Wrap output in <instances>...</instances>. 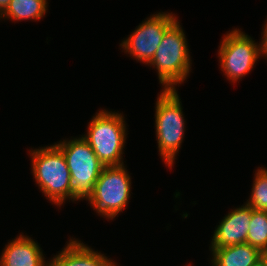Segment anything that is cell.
<instances>
[{"label":"cell","instance_id":"cell-16","mask_svg":"<svg viewBox=\"0 0 267 266\" xmlns=\"http://www.w3.org/2000/svg\"><path fill=\"white\" fill-rule=\"evenodd\" d=\"M260 47V55L262 57H267V22L264 25L262 36H261V42L259 43ZM267 59V58H266Z\"/></svg>","mask_w":267,"mask_h":266},{"label":"cell","instance_id":"cell-19","mask_svg":"<svg viewBox=\"0 0 267 266\" xmlns=\"http://www.w3.org/2000/svg\"><path fill=\"white\" fill-rule=\"evenodd\" d=\"M254 266H264L263 264H262V262L261 261H259L256 265H254Z\"/></svg>","mask_w":267,"mask_h":266},{"label":"cell","instance_id":"cell-10","mask_svg":"<svg viewBox=\"0 0 267 266\" xmlns=\"http://www.w3.org/2000/svg\"><path fill=\"white\" fill-rule=\"evenodd\" d=\"M5 245L0 266H48L42 248L26 235H18Z\"/></svg>","mask_w":267,"mask_h":266},{"label":"cell","instance_id":"cell-12","mask_svg":"<svg viewBox=\"0 0 267 266\" xmlns=\"http://www.w3.org/2000/svg\"><path fill=\"white\" fill-rule=\"evenodd\" d=\"M212 266H254L260 261L261 251L248 243L210 248Z\"/></svg>","mask_w":267,"mask_h":266},{"label":"cell","instance_id":"cell-5","mask_svg":"<svg viewBox=\"0 0 267 266\" xmlns=\"http://www.w3.org/2000/svg\"><path fill=\"white\" fill-rule=\"evenodd\" d=\"M55 145L62 151L70 171L71 201L87 200L105 166L82 135Z\"/></svg>","mask_w":267,"mask_h":266},{"label":"cell","instance_id":"cell-9","mask_svg":"<svg viewBox=\"0 0 267 266\" xmlns=\"http://www.w3.org/2000/svg\"><path fill=\"white\" fill-rule=\"evenodd\" d=\"M251 216L252 207L246 204L233 208L215 228L210 248L246 243Z\"/></svg>","mask_w":267,"mask_h":266},{"label":"cell","instance_id":"cell-1","mask_svg":"<svg viewBox=\"0 0 267 266\" xmlns=\"http://www.w3.org/2000/svg\"><path fill=\"white\" fill-rule=\"evenodd\" d=\"M178 19L165 31L151 62L156 68L163 89H176L187 79L191 71L188 42Z\"/></svg>","mask_w":267,"mask_h":266},{"label":"cell","instance_id":"cell-15","mask_svg":"<svg viewBox=\"0 0 267 266\" xmlns=\"http://www.w3.org/2000/svg\"><path fill=\"white\" fill-rule=\"evenodd\" d=\"M259 168L254 175L250 198L245 204L254 210L267 211V169Z\"/></svg>","mask_w":267,"mask_h":266},{"label":"cell","instance_id":"cell-7","mask_svg":"<svg viewBox=\"0 0 267 266\" xmlns=\"http://www.w3.org/2000/svg\"><path fill=\"white\" fill-rule=\"evenodd\" d=\"M239 29L223 36L218 57L221 71L231 82L241 80L252 71L260 55L259 43Z\"/></svg>","mask_w":267,"mask_h":266},{"label":"cell","instance_id":"cell-3","mask_svg":"<svg viewBox=\"0 0 267 266\" xmlns=\"http://www.w3.org/2000/svg\"><path fill=\"white\" fill-rule=\"evenodd\" d=\"M176 89H162L155 106V134L160 158L171 169L181 148L185 119Z\"/></svg>","mask_w":267,"mask_h":266},{"label":"cell","instance_id":"cell-14","mask_svg":"<svg viewBox=\"0 0 267 266\" xmlns=\"http://www.w3.org/2000/svg\"><path fill=\"white\" fill-rule=\"evenodd\" d=\"M261 252L267 250V211L254 210L247 235V242Z\"/></svg>","mask_w":267,"mask_h":266},{"label":"cell","instance_id":"cell-11","mask_svg":"<svg viewBox=\"0 0 267 266\" xmlns=\"http://www.w3.org/2000/svg\"><path fill=\"white\" fill-rule=\"evenodd\" d=\"M49 266H117V263L83 242L70 238L62 251L49 261Z\"/></svg>","mask_w":267,"mask_h":266},{"label":"cell","instance_id":"cell-4","mask_svg":"<svg viewBox=\"0 0 267 266\" xmlns=\"http://www.w3.org/2000/svg\"><path fill=\"white\" fill-rule=\"evenodd\" d=\"M122 113L100 110L89 122L82 137L88 142L104 166L124 164L123 149L126 143V122Z\"/></svg>","mask_w":267,"mask_h":266},{"label":"cell","instance_id":"cell-8","mask_svg":"<svg viewBox=\"0 0 267 266\" xmlns=\"http://www.w3.org/2000/svg\"><path fill=\"white\" fill-rule=\"evenodd\" d=\"M176 20L177 16L172 12H157L150 15L122 41L120 44L122 50L138 62L148 65L161 43L165 31Z\"/></svg>","mask_w":267,"mask_h":266},{"label":"cell","instance_id":"cell-18","mask_svg":"<svg viewBox=\"0 0 267 266\" xmlns=\"http://www.w3.org/2000/svg\"><path fill=\"white\" fill-rule=\"evenodd\" d=\"M260 261L262 262L264 266H267V250L262 251Z\"/></svg>","mask_w":267,"mask_h":266},{"label":"cell","instance_id":"cell-2","mask_svg":"<svg viewBox=\"0 0 267 266\" xmlns=\"http://www.w3.org/2000/svg\"><path fill=\"white\" fill-rule=\"evenodd\" d=\"M39 148L29 151L35 182L48 201L60 207L65 200H71V175L66 159L55 144Z\"/></svg>","mask_w":267,"mask_h":266},{"label":"cell","instance_id":"cell-17","mask_svg":"<svg viewBox=\"0 0 267 266\" xmlns=\"http://www.w3.org/2000/svg\"><path fill=\"white\" fill-rule=\"evenodd\" d=\"M11 0H0V15L6 10Z\"/></svg>","mask_w":267,"mask_h":266},{"label":"cell","instance_id":"cell-13","mask_svg":"<svg viewBox=\"0 0 267 266\" xmlns=\"http://www.w3.org/2000/svg\"><path fill=\"white\" fill-rule=\"evenodd\" d=\"M47 4V0H11L6 10L0 15V19L37 21L47 13Z\"/></svg>","mask_w":267,"mask_h":266},{"label":"cell","instance_id":"cell-6","mask_svg":"<svg viewBox=\"0 0 267 266\" xmlns=\"http://www.w3.org/2000/svg\"><path fill=\"white\" fill-rule=\"evenodd\" d=\"M124 164L105 166L87 199L101 217L112 220L121 213L131 196V176Z\"/></svg>","mask_w":267,"mask_h":266}]
</instances>
